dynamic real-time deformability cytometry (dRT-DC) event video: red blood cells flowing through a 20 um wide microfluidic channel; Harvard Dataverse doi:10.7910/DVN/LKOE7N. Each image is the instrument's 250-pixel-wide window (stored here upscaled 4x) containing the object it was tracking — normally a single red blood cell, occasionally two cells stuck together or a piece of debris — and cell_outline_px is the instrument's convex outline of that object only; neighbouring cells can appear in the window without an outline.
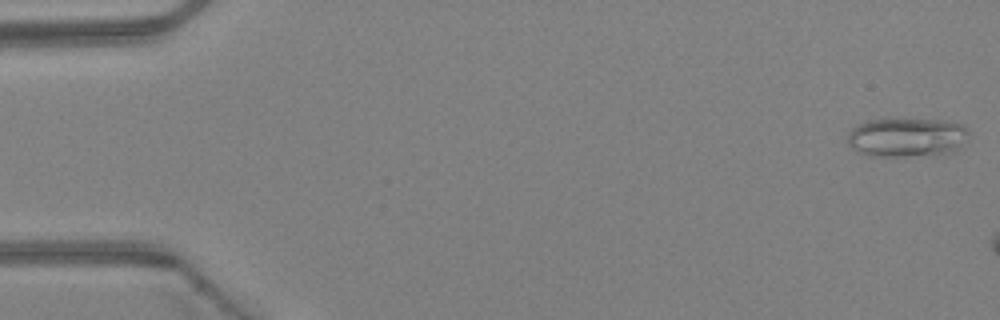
{"species": "Egyptian fruit bat (a non-hibernating species)", "species_latin": "Rousettus aegyptiacus", "temperature_condition": "warm", "stored_images_in_passage": 11, "camera_frame_rate_fps": 3000, "um_per_image_px": 0.085, "animal": {"sex": "female"}, "frame": {"image": 1, "passage_image": 1, "time_ms": 0.0, "image_size_px": [1000, 320], "cell_outline_px": [[968, 136], [956, 148], [948, 152], [900, 156], [868, 156], [860, 152], [848, 144], [848, 132], [856, 124], [872, 120], [936, 120], [964, 124], [968, 128]], "centroid_in_image_um": [77.03, 11.66], "position_along_channel_um": 8.0, "area_um2": 26.88}}